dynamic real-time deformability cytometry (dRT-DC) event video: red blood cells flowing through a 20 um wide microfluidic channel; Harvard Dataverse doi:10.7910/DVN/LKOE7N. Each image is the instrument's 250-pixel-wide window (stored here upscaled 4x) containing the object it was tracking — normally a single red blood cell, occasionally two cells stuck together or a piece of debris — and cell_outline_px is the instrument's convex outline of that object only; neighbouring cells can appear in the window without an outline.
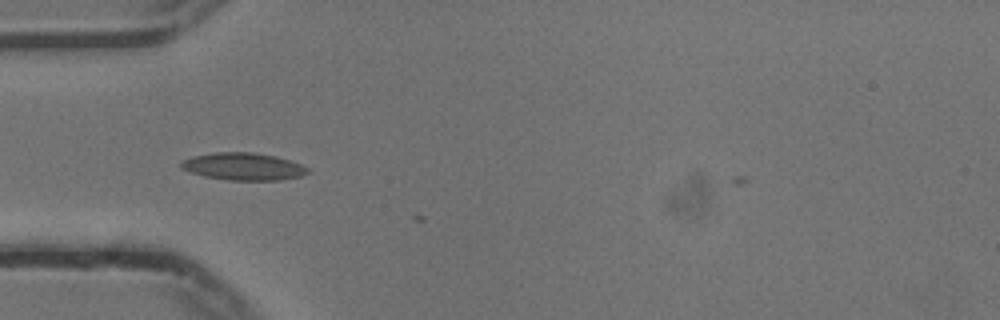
{"species": "common noctule bat (a hibernating species)", "species_latin": "Nyctalus noctula", "temperature_condition": "cold", "stored_images_in_passage": 5, "camera_frame_rate_fps": 3000, "um_per_image_px": 0.085, "animal": {"sex": "male", "body_mass_g": 13.3}, "frame": {"image": 1, "passage_image": 2, "time_ms": 0.333, "image_size_px": [1000, 320], "cell_outline_px": [[308, 172], [300, 176], [280, 180], [228, 180], [204, 176], [180, 168], [180, 160], [192, 156], [216, 152], [252, 152], [276, 156], [300, 164], [308, 168]], "centroid_in_image_um": [20.64, 14.14], "position_along_channel_um": 64.4, "area_um2": 20.11}}